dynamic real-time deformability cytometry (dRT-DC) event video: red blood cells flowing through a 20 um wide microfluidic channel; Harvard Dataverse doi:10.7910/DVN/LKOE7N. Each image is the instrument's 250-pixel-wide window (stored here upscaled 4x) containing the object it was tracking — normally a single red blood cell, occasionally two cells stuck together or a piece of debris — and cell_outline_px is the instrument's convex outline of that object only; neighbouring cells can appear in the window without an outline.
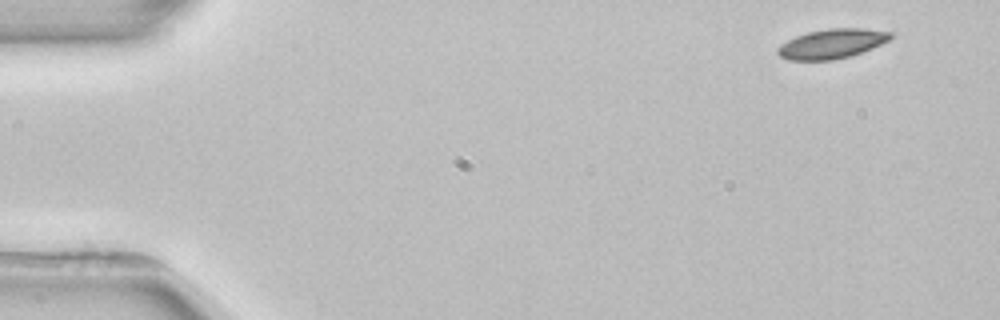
{"species": "common noctule bat (a hibernating species)", "species_latin": "Nyctalus noctula", "temperature_condition": "room temperature", "stored_images_in_passage": 4, "camera_frame_rate_fps": 3000, "um_per_image_px": 0.085, "animal": {"sex": "female", "body_mass_g": 22.7, "forearm_length_mm": 54.2}, "frame": {"image": 1, "passage_image": 1, "time_ms": 0.0, "image_size_px": [1000, 320], "cell_outline_px": [[896, 32], [888, 40], [872, 48], [848, 56], [832, 60], [788, 60], [780, 56], [776, 52], [776, 48], [780, 44], [796, 36], [808, 32], [828, 28], [864, 28]], "centroid_in_image_um": [70.7, 3.7], "position_along_channel_um": 14.3, "area_um2": 19.42}}
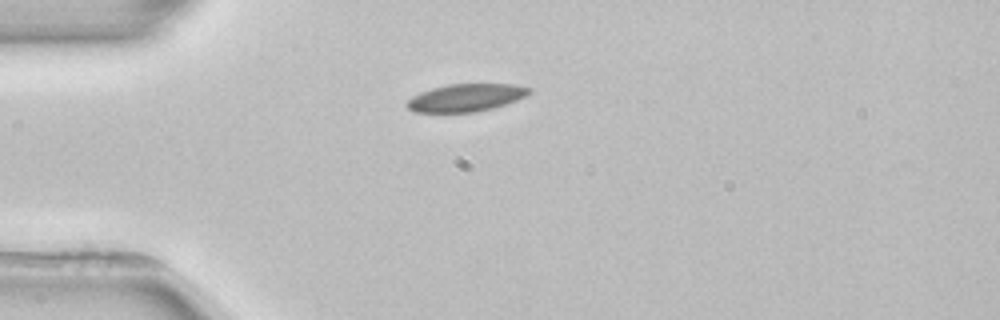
{"frame": {"image": 2, "passage_image": 3, "time_ms": 3.333, "image_size_px": [1000, 320], "cell_outline_px": [[532, 92], [516, 100], [492, 108], [476, 112], [412, 112], [404, 104], [412, 96], [420, 92], [432, 88], [448, 84], [516, 84], [532, 88]], "centroid_in_image_um": [39.58, 8.3], "position_along_channel_um": 45.4, "area_um2": 19.71}}
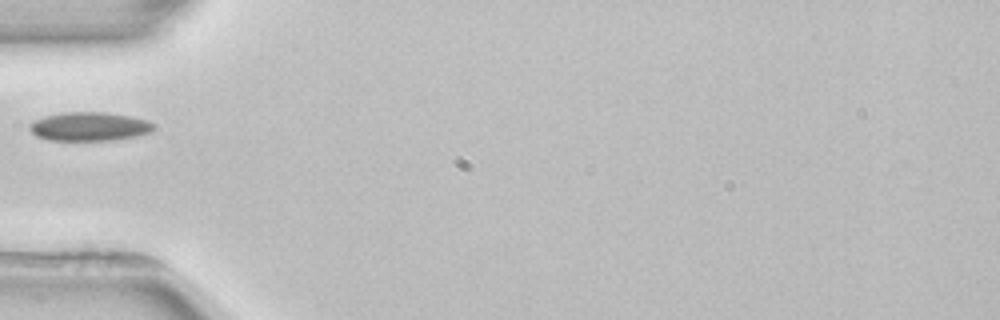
{"frame": {"image": 3, "passage_image": 4, "time_ms": 4.667, "image_size_px": [1000, 320], "cell_outline_px": [[156, 128], [152, 132], [136, 136], [112, 140], [52, 140], [36, 136], [28, 128], [28, 124], [32, 120], [44, 116], [64, 112], [104, 112], [128, 116], [148, 120], [156, 124]], "centroid_in_image_um": [7.6, 10.75], "position_along_channel_um": 77.4, "area_um2": 20.98}}